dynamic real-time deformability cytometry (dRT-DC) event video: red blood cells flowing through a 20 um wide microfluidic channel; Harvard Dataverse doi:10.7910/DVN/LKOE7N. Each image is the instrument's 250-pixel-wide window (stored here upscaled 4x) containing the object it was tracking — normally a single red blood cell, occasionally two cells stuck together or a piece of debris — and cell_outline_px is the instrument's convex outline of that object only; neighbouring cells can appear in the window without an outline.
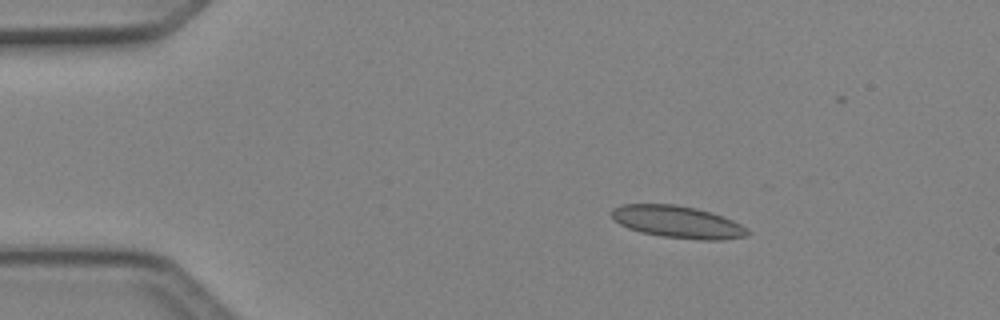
{"species": "Egyptian fruit bat (a non-hibernating species)", "species_latin": "Rousettus aegyptiacus", "temperature_condition": "cold", "stored_images_in_passage": 5, "camera_frame_rate_fps": 3000, "um_per_image_px": 0.085, "animal": {"sex": "female"}, "frame": {"image": 1, "passage_image": 1, "time_ms": 0.0, "image_size_px": [1000, 320], "cell_outline_px": [[748, 236], [724, 240], [700, 240], [660, 236], [640, 232], [628, 228], [620, 224], [612, 216], [612, 208], [620, 204], [676, 204], [696, 208], [712, 212], [724, 216], [748, 228]], "centroid_in_image_um": [57.62, 18.86], "position_along_channel_um": 27.4, "area_um2": 25.66}}
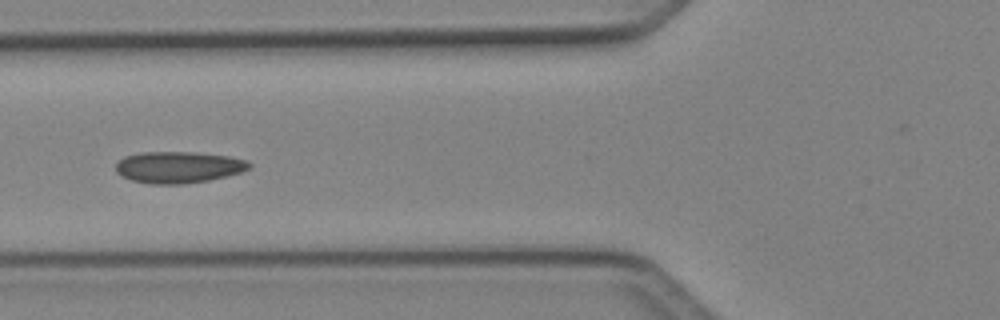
{"frame": {"image": 2, "passage_image": 4, "time_ms": 1.0, "image_size_px": [1000, 320], "cell_outline_px": [[252, 168], [240, 172], [208, 180], [184, 184], [148, 184], [132, 180], [120, 176], [116, 172], [116, 164], [124, 156], [140, 152], [192, 152], [228, 156], [248, 160], [252, 164]], "centroid_in_image_um": [15.15, 14.21], "position_along_channel_um": 110.6, "area_um2": 24.62}}
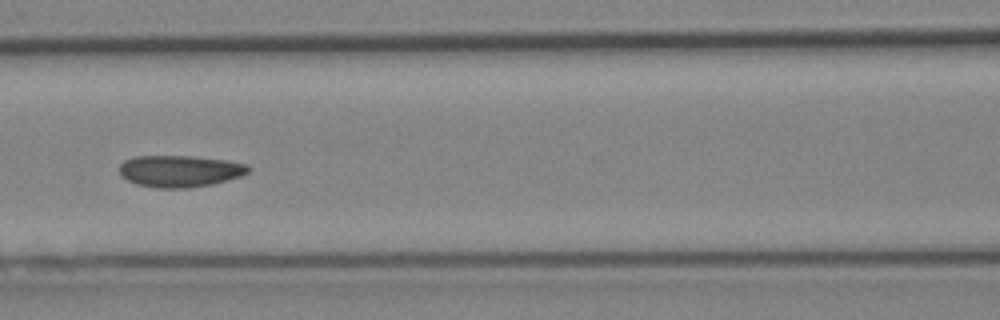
{"frame": {"image": 3, "passage_image": 5, "time_ms": 1.333, "image_size_px": [1000, 320], "cell_outline_px": [[252, 168], [248, 172], [240, 176], [212, 184], [188, 188], [156, 188], [136, 184], [120, 176], [120, 164], [124, 160], [136, 156], [192, 156], [228, 160], [248, 164]], "centroid_in_image_um": [15.29, 14.54], "position_along_channel_um": 151.3, "area_um2": 23.99}}